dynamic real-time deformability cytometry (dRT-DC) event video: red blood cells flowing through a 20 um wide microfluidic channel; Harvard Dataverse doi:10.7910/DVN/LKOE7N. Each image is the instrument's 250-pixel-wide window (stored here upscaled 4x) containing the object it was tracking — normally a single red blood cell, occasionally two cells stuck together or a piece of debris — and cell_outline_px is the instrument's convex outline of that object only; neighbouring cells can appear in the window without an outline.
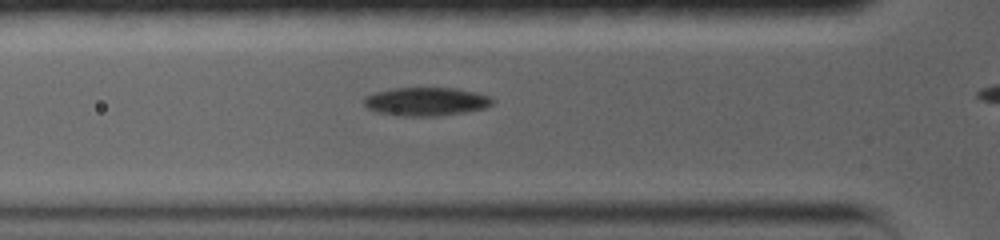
{"species": "common noctule bat (a hibernating species)", "species_latin": "Nyctalus noctula", "temperature_condition": "warm", "stored_images_in_passage": 6, "camera_frame_rate_fps": 5000, "um_per_image_px": 0.085, "animal": {"sex": "female", "body_mass_g": 19.0, "forearm_length_mm": 56.7}, "frame": {"image": 1, "passage_image": 2, "time_ms": 0.6, "image_size_px": [1000, 240], "cell_outline_px": [[488, 104], [480, 108], [452, 112], [388, 112], [372, 108], [364, 104], [364, 100], [368, 96], [400, 88], [448, 88], [468, 92], [484, 96], [488, 100]], "centroid_in_image_um": [36.17, 8.54], "position_along_channel_um": 89.6, "area_um2": 17.69}}
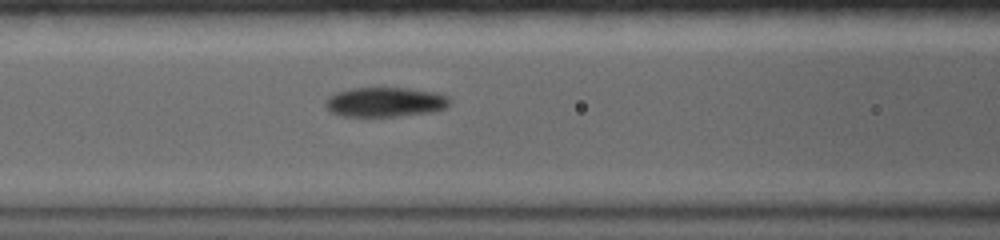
{"frame": {"image": 2, "passage_image": 5, "time_ms": 1.8, "image_size_px": [1000, 240], "cell_outline_px": [[444, 104], [440, 108], [412, 112], [380, 116], [360, 116], [336, 112], [328, 104], [328, 100], [332, 96], [356, 88], [392, 88], [440, 96], [444, 100]], "centroid_in_image_um": [32.55, 8.66], "position_along_channel_um": 134.0, "area_um2": 18.03}}